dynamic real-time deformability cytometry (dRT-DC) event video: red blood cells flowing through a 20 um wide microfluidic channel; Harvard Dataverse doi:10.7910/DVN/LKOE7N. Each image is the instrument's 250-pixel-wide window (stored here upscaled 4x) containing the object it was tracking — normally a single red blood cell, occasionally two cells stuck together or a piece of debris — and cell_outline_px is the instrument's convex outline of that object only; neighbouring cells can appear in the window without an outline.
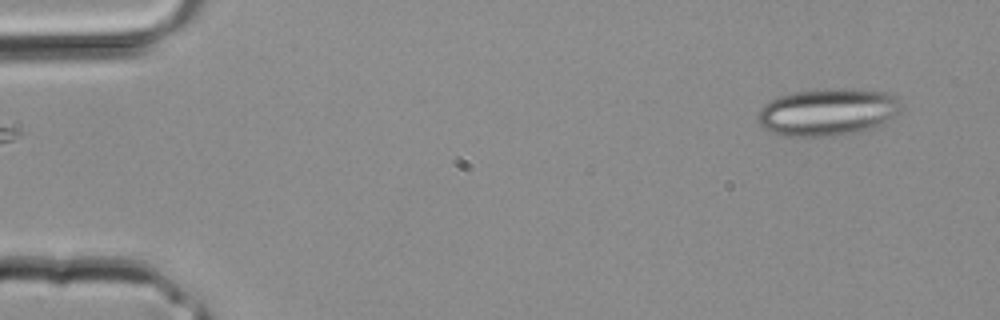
{"species": "common noctule bat (a hibernating species)", "species_latin": "Nyctalus noctula", "temperature_condition": "room temperature", "stored_images_in_passage": 2, "camera_frame_rate_fps": 3000, "um_per_image_px": 0.085, "animal": {"sex": "male", "body_mass_g": 20.4}, "frame": {"image": 1, "passage_image": 1, "time_ms": 0.0, "image_size_px": [1000, 320], "cell_outline_px": [[904, 108], [900, 112], [884, 124], [872, 128], [856, 132], [832, 136], [784, 136], [772, 132], [764, 128], [756, 120], [756, 116], [760, 108], [764, 104], [780, 96], [796, 92], [836, 88], [860, 88], [888, 92]], "centroid_in_image_um": [70.37, 9.52], "position_along_channel_um": 14.6, "area_um2": 39.71}}